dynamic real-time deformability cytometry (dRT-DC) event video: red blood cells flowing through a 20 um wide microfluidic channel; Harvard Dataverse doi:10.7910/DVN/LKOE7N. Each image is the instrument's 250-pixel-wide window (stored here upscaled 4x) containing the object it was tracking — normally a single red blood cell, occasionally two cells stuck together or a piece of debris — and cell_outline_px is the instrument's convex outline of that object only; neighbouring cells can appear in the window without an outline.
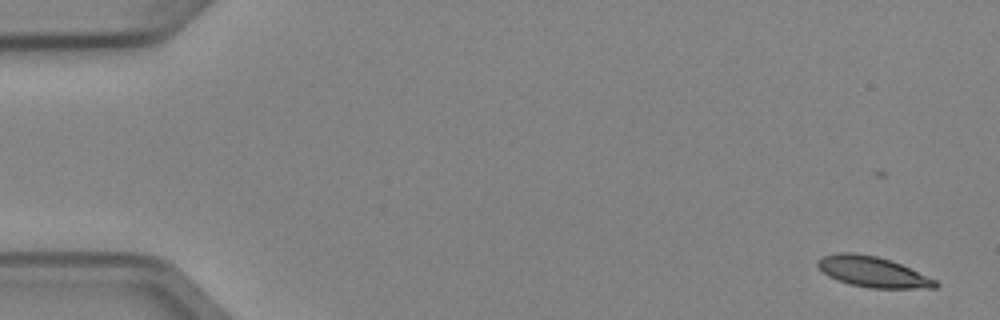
{"species": "Egyptian fruit bat (a non-hibernating species)", "species_latin": "Rousettus aegyptiacus", "temperature_condition": "cold", "stored_images_in_passage": 6, "segment_of_instrument_passage": [1, 2], "camera_frame_rate_fps": 3000, "um_per_image_px": 0.085, "animal": {"sex": "female"}, "frame": {"image": 1, "passage_image": 1, "time_ms": 0.0, "image_size_px": [1000, 320], "cell_outline_px": [[940, 284], [936, 288], [868, 288], [852, 284], [828, 276], [816, 264], [816, 260], [820, 256], [836, 252], [856, 252], [876, 256], [892, 260], [936, 280]], "centroid_in_image_um": [74.16, 23.08], "position_along_channel_um": 10.8, "area_um2": 21.04}}
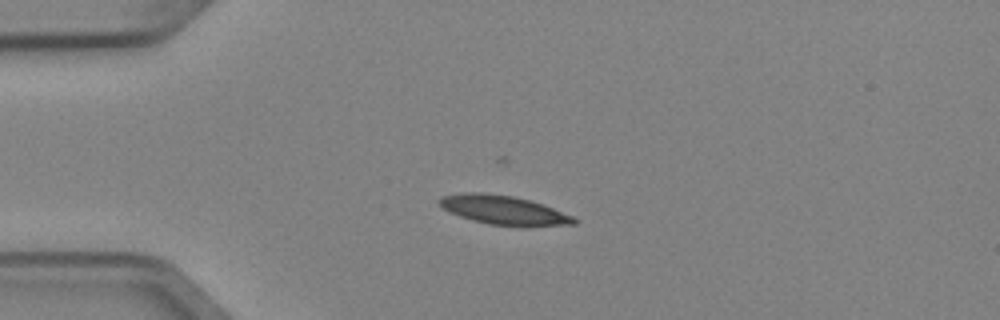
{"frame": {"image": 2, "passage_image": 4, "time_ms": 1.0, "image_size_px": [1000, 320], "cell_outline_px": [[580, 220], [576, 224], [488, 224], [472, 220], [460, 216], [444, 208], [436, 200], [440, 196], [464, 192], [480, 192], [512, 196], [528, 200], [552, 208], [572, 216]], "centroid_in_image_um": [42.71, 17.81], "position_along_channel_um": 42.3, "area_um2": 21.79}}